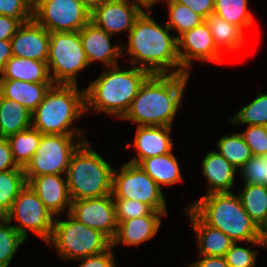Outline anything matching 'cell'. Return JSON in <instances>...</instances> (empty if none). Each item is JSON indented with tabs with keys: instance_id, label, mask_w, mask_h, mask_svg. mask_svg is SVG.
Wrapping results in <instances>:
<instances>
[{
	"instance_id": "27",
	"label": "cell",
	"mask_w": 267,
	"mask_h": 267,
	"mask_svg": "<svg viewBox=\"0 0 267 267\" xmlns=\"http://www.w3.org/2000/svg\"><path fill=\"white\" fill-rule=\"evenodd\" d=\"M213 36L216 48L222 53L225 49L229 51H238L243 47L244 34L236 25L229 23L215 14L209 15L205 19Z\"/></svg>"
},
{
	"instance_id": "32",
	"label": "cell",
	"mask_w": 267,
	"mask_h": 267,
	"mask_svg": "<svg viewBox=\"0 0 267 267\" xmlns=\"http://www.w3.org/2000/svg\"><path fill=\"white\" fill-rule=\"evenodd\" d=\"M217 149L237 170L253 156L241 133L225 134L217 141Z\"/></svg>"
},
{
	"instance_id": "7",
	"label": "cell",
	"mask_w": 267,
	"mask_h": 267,
	"mask_svg": "<svg viewBox=\"0 0 267 267\" xmlns=\"http://www.w3.org/2000/svg\"><path fill=\"white\" fill-rule=\"evenodd\" d=\"M48 245H53L60 259L78 260L108 250L112 241L102 232L78 222L69 213L67 220L54 221Z\"/></svg>"
},
{
	"instance_id": "4",
	"label": "cell",
	"mask_w": 267,
	"mask_h": 267,
	"mask_svg": "<svg viewBox=\"0 0 267 267\" xmlns=\"http://www.w3.org/2000/svg\"><path fill=\"white\" fill-rule=\"evenodd\" d=\"M207 225L221 230L236 242L265 246L259 227L244 210L234 192L210 193L188 205Z\"/></svg>"
},
{
	"instance_id": "31",
	"label": "cell",
	"mask_w": 267,
	"mask_h": 267,
	"mask_svg": "<svg viewBox=\"0 0 267 267\" xmlns=\"http://www.w3.org/2000/svg\"><path fill=\"white\" fill-rule=\"evenodd\" d=\"M248 6V0H215L213 14L244 31L253 23V16L248 11Z\"/></svg>"
},
{
	"instance_id": "3",
	"label": "cell",
	"mask_w": 267,
	"mask_h": 267,
	"mask_svg": "<svg viewBox=\"0 0 267 267\" xmlns=\"http://www.w3.org/2000/svg\"><path fill=\"white\" fill-rule=\"evenodd\" d=\"M87 88H85L86 112L115 116L121 119L136 97L140 86L150 73L142 68L120 69V65L104 68Z\"/></svg>"
},
{
	"instance_id": "46",
	"label": "cell",
	"mask_w": 267,
	"mask_h": 267,
	"mask_svg": "<svg viewBox=\"0 0 267 267\" xmlns=\"http://www.w3.org/2000/svg\"><path fill=\"white\" fill-rule=\"evenodd\" d=\"M12 56L11 40H0V77L5 71L7 61Z\"/></svg>"
},
{
	"instance_id": "21",
	"label": "cell",
	"mask_w": 267,
	"mask_h": 267,
	"mask_svg": "<svg viewBox=\"0 0 267 267\" xmlns=\"http://www.w3.org/2000/svg\"><path fill=\"white\" fill-rule=\"evenodd\" d=\"M196 235L199 256L224 257L234 243L224 232L207 225L189 206L185 209Z\"/></svg>"
},
{
	"instance_id": "44",
	"label": "cell",
	"mask_w": 267,
	"mask_h": 267,
	"mask_svg": "<svg viewBox=\"0 0 267 267\" xmlns=\"http://www.w3.org/2000/svg\"><path fill=\"white\" fill-rule=\"evenodd\" d=\"M22 24L6 15H0V40H11Z\"/></svg>"
},
{
	"instance_id": "41",
	"label": "cell",
	"mask_w": 267,
	"mask_h": 267,
	"mask_svg": "<svg viewBox=\"0 0 267 267\" xmlns=\"http://www.w3.org/2000/svg\"><path fill=\"white\" fill-rule=\"evenodd\" d=\"M113 249L111 246L102 253L78 259L77 261L82 262L79 267H116Z\"/></svg>"
},
{
	"instance_id": "24",
	"label": "cell",
	"mask_w": 267,
	"mask_h": 267,
	"mask_svg": "<svg viewBox=\"0 0 267 267\" xmlns=\"http://www.w3.org/2000/svg\"><path fill=\"white\" fill-rule=\"evenodd\" d=\"M161 188L182 182L180 165L173 151L164 155L153 156L138 164Z\"/></svg>"
},
{
	"instance_id": "16",
	"label": "cell",
	"mask_w": 267,
	"mask_h": 267,
	"mask_svg": "<svg viewBox=\"0 0 267 267\" xmlns=\"http://www.w3.org/2000/svg\"><path fill=\"white\" fill-rule=\"evenodd\" d=\"M49 43V32L32 19L22 24L11 38L12 54L47 63Z\"/></svg>"
},
{
	"instance_id": "49",
	"label": "cell",
	"mask_w": 267,
	"mask_h": 267,
	"mask_svg": "<svg viewBox=\"0 0 267 267\" xmlns=\"http://www.w3.org/2000/svg\"><path fill=\"white\" fill-rule=\"evenodd\" d=\"M260 240L267 246V215L264 222L259 226Z\"/></svg>"
},
{
	"instance_id": "43",
	"label": "cell",
	"mask_w": 267,
	"mask_h": 267,
	"mask_svg": "<svg viewBox=\"0 0 267 267\" xmlns=\"http://www.w3.org/2000/svg\"><path fill=\"white\" fill-rule=\"evenodd\" d=\"M19 167L13 158L9 142L6 138L0 139V172Z\"/></svg>"
},
{
	"instance_id": "40",
	"label": "cell",
	"mask_w": 267,
	"mask_h": 267,
	"mask_svg": "<svg viewBox=\"0 0 267 267\" xmlns=\"http://www.w3.org/2000/svg\"><path fill=\"white\" fill-rule=\"evenodd\" d=\"M233 243L225 254L226 263L230 267H255L257 251L245 248Z\"/></svg>"
},
{
	"instance_id": "6",
	"label": "cell",
	"mask_w": 267,
	"mask_h": 267,
	"mask_svg": "<svg viewBox=\"0 0 267 267\" xmlns=\"http://www.w3.org/2000/svg\"><path fill=\"white\" fill-rule=\"evenodd\" d=\"M114 169L88 140L83 142L72 154L66 172L71 200L111 195Z\"/></svg>"
},
{
	"instance_id": "12",
	"label": "cell",
	"mask_w": 267,
	"mask_h": 267,
	"mask_svg": "<svg viewBox=\"0 0 267 267\" xmlns=\"http://www.w3.org/2000/svg\"><path fill=\"white\" fill-rule=\"evenodd\" d=\"M90 15L77 0H33V19L48 32L80 31Z\"/></svg>"
},
{
	"instance_id": "48",
	"label": "cell",
	"mask_w": 267,
	"mask_h": 267,
	"mask_svg": "<svg viewBox=\"0 0 267 267\" xmlns=\"http://www.w3.org/2000/svg\"><path fill=\"white\" fill-rule=\"evenodd\" d=\"M80 2L88 11L92 13L97 7L101 6L107 0H77Z\"/></svg>"
},
{
	"instance_id": "30",
	"label": "cell",
	"mask_w": 267,
	"mask_h": 267,
	"mask_svg": "<svg viewBox=\"0 0 267 267\" xmlns=\"http://www.w3.org/2000/svg\"><path fill=\"white\" fill-rule=\"evenodd\" d=\"M27 181L22 167L0 172V217L10 210Z\"/></svg>"
},
{
	"instance_id": "9",
	"label": "cell",
	"mask_w": 267,
	"mask_h": 267,
	"mask_svg": "<svg viewBox=\"0 0 267 267\" xmlns=\"http://www.w3.org/2000/svg\"><path fill=\"white\" fill-rule=\"evenodd\" d=\"M85 141L82 135L43 134L36 153L23 168L26 181L39 175H66L72 154Z\"/></svg>"
},
{
	"instance_id": "47",
	"label": "cell",
	"mask_w": 267,
	"mask_h": 267,
	"mask_svg": "<svg viewBox=\"0 0 267 267\" xmlns=\"http://www.w3.org/2000/svg\"><path fill=\"white\" fill-rule=\"evenodd\" d=\"M129 1L143 12H152L151 8L153 7V5L163 0H129Z\"/></svg>"
},
{
	"instance_id": "19",
	"label": "cell",
	"mask_w": 267,
	"mask_h": 267,
	"mask_svg": "<svg viewBox=\"0 0 267 267\" xmlns=\"http://www.w3.org/2000/svg\"><path fill=\"white\" fill-rule=\"evenodd\" d=\"M133 145L126 144L127 148L134 146L136 156L129 160L130 163L139 164L142 160L164 155L172 152L173 139L170 137V126H138Z\"/></svg>"
},
{
	"instance_id": "29",
	"label": "cell",
	"mask_w": 267,
	"mask_h": 267,
	"mask_svg": "<svg viewBox=\"0 0 267 267\" xmlns=\"http://www.w3.org/2000/svg\"><path fill=\"white\" fill-rule=\"evenodd\" d=\"M237 194L244 210L259 227L267 215V185L244 184Z\"/></svg>"
},
{
	"instance_id": "2",
	"label": "cell",
	"mask_w": 267,
	"mask_h": 267,
	"mask_svg": "<svg viewBox=\"0 0 267 267\" xmlns=\"http://www.w3.org/2000/svg\"><path fill=\"white\" fill-rule=\"evenodd\" d=\"M190 74H150L122 120L137 126H170L182 105Z\"/></svg>"
},
{
	"instance_id": "23",
	"label": "cell",
	"mask_w": 267,
	"mask_h": 267,
	"mask_svg": "<svg viewBox=\"0 0 267 267\" xmlns=\"http://www.w3.org/2000/svg\"><path fill=\"white\" fill-rule=\"evenodd\" d=\"M53 84V82L0 79V95L22 104L32 113L43 101L45 93Z\"/></svg>"
},
{
	"instance_id": "15",
	"label": "cell",
	"mask_w": 267,
	"mask_h": 267,
	"mask_svg": "<svg viewBox=\"0 0 267 267\" xmlns=\"http://www.w3.org/2000/svg\"><path fill=\"white\" fill-rule=\"evenodd\" d=\"M141 11L129 0H107L90 15V21L111 36L130 32Z\"/></svg>"
},
{
	"instance_id": "22",
	"label": "cell",
	"mask_w": 267,
	"mask_h": 267,
	"mask_svg": "<svg viewBox=\"0 0 267 267\" xmlns=\"http://www.w3.org/2000/svg\"><path fill=\"white\" fill-rule=\"evenodd\" d=\"M203 174L210 193L232 192L237 169L217 151L208 152L202 161Z\"/></svg>"
},
{
	"instance_id": "25",
	"label": "cell",
	"mask_w": 267,
	"mask_h": 267,
	"mask_svg": "<svg viewBox=\"0 0 267 267\" xmlns=\"http://www.w3.org/2000/svg\"><path fill=\"white\" fill-rule=\"evenodd\" d=\"M0 79L21 80L25 82H52L48 64L35 59L12 56L6 63Z\"/></svg>"
},
{
	"instance_id": "42",
	"label": "cell",
	"mask_w": 267,
	"mask_h": 267,
	"mask_svg": "<svg viewBox=\"0 0 267 267\" xmlns=\"http://www.w3.org/2000/svg\"><path fill=\"white\" fill-rule=\"evenodd\" d=\"M182 5L188 6L193 12L200 15L204 20L214 12L215 0H175Z\"/></svg>"
},
{
	"instance_id": "45",
	"label": "cell",
	"mask_w": 267,
	"mask_h": 267,
	"mask_svg": "<svg viewBox=\"0 0 267 267\" xmlns=\"http://www.w3.org/2000/svg\"><path fill=\"white\" fill-rule=\"evenodd\" d=\"M199 261L189 263V267H230L222 256H202Z\"/></svg>"
},
{
	"instance_id": "33",
	"label": "cell",
	"mask_w": 267,
	"mask_h": 267,
	"mask_svg": "<svg viewBox=\"0 0 267 267\" xmlns=\"http://www.w3.org/2000/svg\"><path fill=\"white\" fill-rule=\"evenodd\" d=\"M169 8V20L167 26L177 32V38L184 32L193 29L205 21L200 15L193 12L188 6L182 5L175 0H164Z\"/></svg>"
},
{
	"instance_id": "13",
	"label": "cell",
	"mask_w": 267,
	"mask_h": 267,
	"mask_svg": "<svg viewBox=\"0 0 267 267\" xmlns=\"http://www.w3.org/2000/svg\"><path fill=\"white\" fill-rule=\"evenodd\" d=\"M69 214L78 222L102 232L111 241L115 238L118 222L112 194L73 200Z\"/></svg>"
},
{
	"instance_id": "17",
	"label": "cell",
	"mask_w": 267,
	"mask_h": 267,
	"mask_svg": "<svg viewBox=\"0 0 267 267\" xmlns=\"http://www.w3.org/2000/svg\"><path fill=\"white\" fill-rule=\"evenodd\" d=\"M47 174L31 178L27 184L38 195L44 206L57 216L62 215L66 208V214L71 209V197L69 194L66 175Z\"/></svg>"
},
{
	"instance_id": "37",
	"label": "cell",
	"mask_w": 267,
	"mask_h": 267,
	"mask_svg": "<svg viewBox=\"0 0 267 267\" xmlns=\"http://www.w3.org/2000/svg\"><path fill=\"white\" fill-rule=\"evenodd\" d=\"M0 15L24 24L33 19V0H0Z\"/></svg>"
},
{
	"instance_id": "10",
	"label": "cell",
	"mask_w": 267,
	"mask_h": 267,
	"mask_svg": "<svg viewBox=\"0 0 267 267\" xmlns=\"http://www.w3.org/2000/svg\"><path fill=\"white\" fill-rule=\"evenodd\" d=\"M112 197L138 200L154 211H167L162 188L139 165L130 162L114 169Z\"/></svg>"
},
{
	"instance_id": "36",
	"label": "cell",
	"mask_w": 267,
	"mask_h": 267,
	"mask_svg": "<svg viewBox=\"0 0 267 267\" xmlns=\"http://www.w3.org/2000/svg\"><path fill=\"white\" fill-rule=\"evenodd\" d=\"M244 184L266 185L265 156H252L239 170Z\"/></svg>"
},
{
	"instance_id": "38",
	"label": "cell",
	"mask_w": 267,
	"mask_h": 267,
	"mask_svg": "<svg viewBox=\"0 0 267 267\" xmlns=\"http://www.w3.org/2000/svg\"><path fill=\"white\" fill-rule=\"evenodd\" d=\"M118 223L127 219L149 215L153 209L146 203L134 199H114Z\"/></svg>"
},
{
	"instance_id": "50",
	"label": "cell",
	"mask_w": 267,
	"mask_h": 267,
	"mask_svg": "<svg viewBox=\"0 0 267 267\" xmlns=\"http://www.w3.org/2000/svg\"><path fill=\"white\" fill-rule=\"evenodd\" d=\"M265 161H266V185H267V155L265 156Z\"/></svg>"
},
{
	"instance_id": "1",
	"label": "cell",
	"mask_w": 267,
	"mask_h": 267,
	"mask_svg": "<svg viewBox=\"0 0 267 267\" xmlns=\"http://www.w3.org/2000/svg\"><path fill=\"white\" fill-rule=\"evenodd\" d=\"M151 13L142 12L135 20L128 34V46L122 45V56L129 55L131 65L150 74L186 73L178 56L177 35H171L166 23L161 26L156 23Z\"/></svg>"
},
{
	"instance_id": "5",
	"label": "cell",
	"mask_w": 267,
	"mask_h": 267,
	"mask_svg": "<svg viewBox=\"0 0 267 267\" xmlns=\"http://www.w3.org/2000/svg\"><path fill=\"white\" fill-rule=\"evenodd\" d=\"M84 114L85 89L75 84H53L31 113V127L42 134L81 135L79 128L71 126Z\"/></svg>"
},
{
	"instance_id": "20",
	"label": "cell",
	"mask_w": 267,
	"mask_h": 267,
	"mask_svg": "<svg viewBox=\"0 0 267 267\" xmlns=\"http://www.w3.org/2000/svg\"><path fill=\"white\" fill-rule=\"evenodd\" d=\"M168 211H152L149 215L127 219L118 223L115 238L112 240L114 248L120 243L127 246H139L152 239L161 226V216H167Z\"/></svg>"
},
{
	"instance_id": "26",
	"label": "cell",
	"mask_w": 267,
	"mask_h": 267,
	"mask_svg": "<svg viewBox=\"0 0 267 267\" xmlns=\"http://www.w3.org/2000/svg\"><path fill=\"white\" fill-rule=\"evenodd\" d=\"M30 127L31 112L22 104L0 95L1 138H7Z\"/></svg>"
},
{
	"instance_id": "18",
	"label": "cell",
	"mask_w": 267,
	"mask_h": 267,
	"mask_svg": "<svg viewBox=\"0 0 267 267\" xmlns=\"http://www.w3.org/2000/svg\"><path fill=\"white\" fill-rule=\"evenodd\" d=\"M79 32L89 66L97 61L103 62L107 68L119 65L117 59L122 57V45H112L110 34L91 21Z\"/></svg>"
},
{
	"instance_id": "11",
	"label": "cell",
	"mask_w": 267,
	"mask_h": 267,
	"mask_svg": "<svg viewBox=\"0 0 267 267\" xmlns=\"http://www.w3.org/2000/svg\"><path fill=\"white\" fill-rule=\"evenodd\" d=\"M42 203L34 190L26 184L14 200L10 210L4 216L9 222L15 220L18 225H12L26 240L28 231L36 234L45 243L51 237L55 218Z\"/></svg>"
},
{
	"instance_id": "34",
	"label": "cell",
	"mask_w": 267,
	"mask_h": 267,
	"mask_svg": "<svg viewBox=\"0 0 267 267\" xmlns=\"http://www.w3.org/2000/svg\"><path fill=\"white\" fill-rule=\"evenodd\" d=\"M255 99L240 109L228 122L237 125L267 126V93L258 91Z\"/></svg>"
},
{
	"instance_id": "39",
	"label": "cell",
	"mask_w": 267,
	"mask_h": 267,
	"mask_svg": "<svg viewBox=\"0 0 267 267\" xmlns=\"http://www.w3.org/2000/svg\"><path fill=\"white\" fill-rule=\"evenodd\" d=\"M254 156L267 155V126L250 125L241 133Z\"/></svg>"
},
{
	"instance_id": "35",
	"label": "cell",
	"mask_w": 267,
	"mask_h": 267,
	"mask_svg": "<svg viewBox=\"0 0 267 267\" xmlns=\"http://www.w3.org/2000/svg\"><path fill=\"white\" fill-rule=\"evenodd\" d=\"M5 217H0V267H9L18 248L25 243V238Z\"/></svg>"
},
{
	"instance_id": "28",
	"label": "cell",
	"mask_w": 267,
	"mask_h": 267,
	"mask_svg": "<svg viewBox=\"0 0 267 267\" xmlns=\"http://www.w3.org/2000/svg\"><path fill=\"white\" fill-rule=\"evenodd\" d=\"M42 133L32 127L8 136L15 163L24 168L38 149Z\"/></svg>"
},
{
	"instance_id": "8",
	"label": "cell",
	"mask_w": 267,
	"mask_h": 267,
	"mask_svg": "<svg viewBox=\"0 0 267 267\" xmlns=\"http://www.w3.org/2000/svg\"><path fill=\"white\" fill-rule=\"evenodd\" d=\"M49 37L47 64L52 82L77 85V73L89 66L80 32H49Z\"/></svg>"
},
{
	"instance_id": "14",
	"label": "cell",
	"mask_w": 267,
	"mask_h": 267,
	"mask_svg": "<svg viewBox=\"0 0 267 267\" xmlns=\"http://www.w3.org/2000/svg\"><path fill=\"white\" fill-rule=\"evenodd\" d=\"M178 56L181 68L190 74L194 60L220 64L222 53L216 48L213 36L206 21L184 32L177 38Z\"/></svg>"
}]
</instances>
